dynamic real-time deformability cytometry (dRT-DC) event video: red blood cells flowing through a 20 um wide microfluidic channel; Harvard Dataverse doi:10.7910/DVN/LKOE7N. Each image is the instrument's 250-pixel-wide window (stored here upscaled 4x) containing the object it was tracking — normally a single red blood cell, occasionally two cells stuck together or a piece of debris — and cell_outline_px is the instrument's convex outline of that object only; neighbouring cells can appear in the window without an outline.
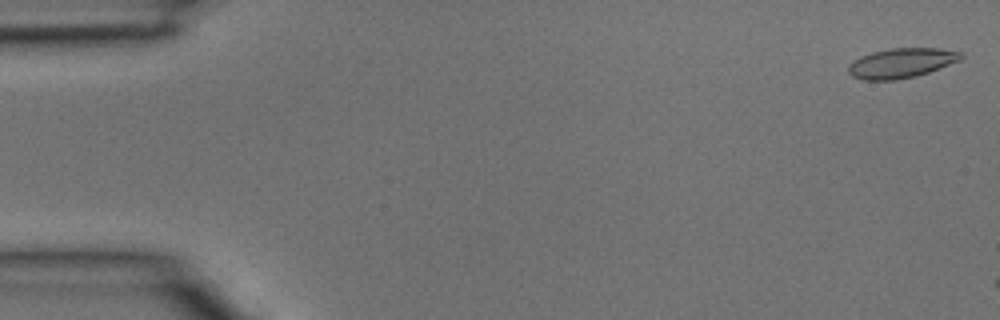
{"species": "common noctule bat (a hibernating species)", "species_latin": "Nyctalus noctula", "temperature_condition": "room temperature", "stored_images_in_passage": 6, "camera_frame_rate_fps": 3000, "um_per_image_px": 0.085, "animal": {"sex": "male", "body_mass_g": 15.6}, "frame": {"image": 1, "passage_image": 1, "time_ms": 0.0, "image_size_px": [1000, 320], "cell_outline_px": [[964, 56], [960, 60], [928, 72], [916, 76], [896, 80], [864, 80], [852, 76], [848, 72], [848, 68], [860, 56], [872, 52], [892, 48], [936, 48], [964, 52]], "centroid_in_image_um": [76.64, 5.36], "position_along_channel_um": 8.4, "area_um2": 19.36}}